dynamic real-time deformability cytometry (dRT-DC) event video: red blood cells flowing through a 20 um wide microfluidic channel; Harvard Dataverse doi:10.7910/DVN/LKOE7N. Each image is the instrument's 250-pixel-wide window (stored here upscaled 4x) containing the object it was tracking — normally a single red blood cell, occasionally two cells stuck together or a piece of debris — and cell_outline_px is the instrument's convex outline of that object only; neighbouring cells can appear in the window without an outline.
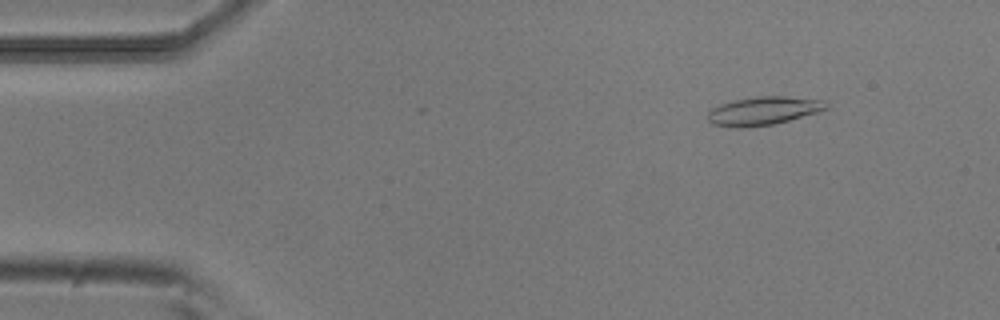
{"species": "common noctule bat (a hibernating species)", "species_latin": "Nyctalus noctula", "temperature_condition": "room temperature", "stored_images_in_passage": 52, "camera_frame_rate_fps": 3000, "um_per_image_px": 0.085, "animal": {"sex": "male", "body_mass_g": 20.5, "forearm_length_mm": 52.5}, "frame": {"image": 1, "passage_image": 6, "time_ms": 1.667, "image_size_px": [1000, 320], "cell_outline_px": [[828, 108], [816, 112], [788, 120], [772, 124], [736, 128], [712, 124], [708, 120], [708, 112], [712, 108], [720, 104], [732, 100], [756, 96], [784, 96], [824, 100], [828, 104]], "centroid_in_image_um": [64.85, 9.41], "position_along_channel_um": 20.1, "area_um2": 19.42}}
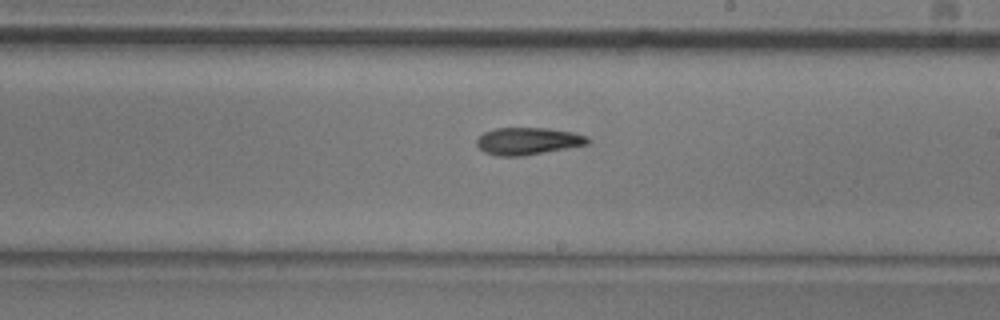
{"frame": {"image": 2, "passage_image": 30, "time_ms": 9.667, "image_size_px": [1000, 320], "cell_outline_px": [[592, 140], [588, 144], [520, 156], [496, 156], [484, 152], [476, 144], [476, 140], [484, 132], [496, 128], [544, 128], [576, 132], [588, 136]], "centroid_in_image_um": [44.88, 11.98], "position_along_channel_um": 244.1, "area_um2": 17.57}}
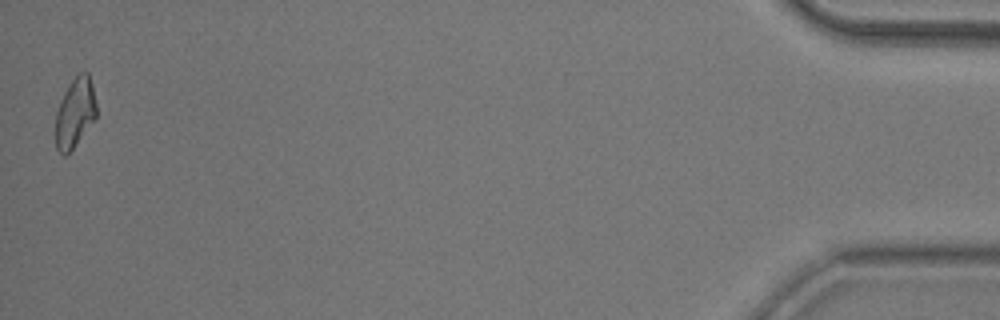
{"frame": {"image": 3, "passage_image": 52, "time_ms": 17.0, "image_size_px": [1000, 320], "cell_outline_px": [[96, 116], [72, 148], [64, 156], [56, 148], [56, 112], [64, 92], [76, 72], [88, 72], [92, 84], [96, 104]], "centroid_in_image_um": [6.37, 9.52], "position_along_channel_um": 428.8, "area_um2": 16.24}}